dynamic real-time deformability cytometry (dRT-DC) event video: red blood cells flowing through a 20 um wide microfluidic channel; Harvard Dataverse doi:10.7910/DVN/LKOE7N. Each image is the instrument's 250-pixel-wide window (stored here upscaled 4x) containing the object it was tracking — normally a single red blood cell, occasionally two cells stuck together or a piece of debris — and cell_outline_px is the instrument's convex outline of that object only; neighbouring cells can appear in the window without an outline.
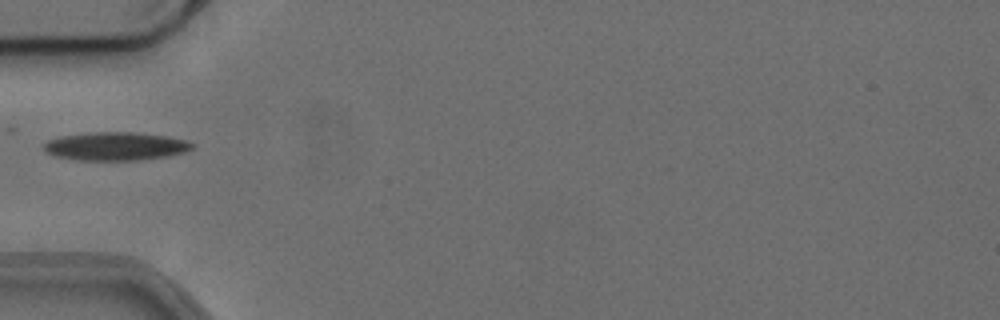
{"species": "common noctule bat (a hibernating species)", "species_latin": "Nyctalus noctula", "temperature_condition": "cold", "stored_images_in_passage": 5, "camera_frame_rate_fps": 3000, "um_per_image_px": 0.085, "animal": {"sex": "female", "body_mass_g": 24.6, "forearm_length_mm": 56.2}, "frame": {"image": 1, "passage_image": 1, "time_ms": 0.0, "image_size_px": [1000, 320], "cell_outline_px": [[196, 144], [192, 148], [184, 152], [168, 156], [136, 160], [76, 160], [56, 156], [44, 152], [44, 144], [48, 140], [60, 136], [92, 132], [136, 132], [168, 136], [188, 140]], "centroid_in_image_um": [9.84, 12.42], "position_along_channel_um": 75.2, "area_um2": 24.62}}